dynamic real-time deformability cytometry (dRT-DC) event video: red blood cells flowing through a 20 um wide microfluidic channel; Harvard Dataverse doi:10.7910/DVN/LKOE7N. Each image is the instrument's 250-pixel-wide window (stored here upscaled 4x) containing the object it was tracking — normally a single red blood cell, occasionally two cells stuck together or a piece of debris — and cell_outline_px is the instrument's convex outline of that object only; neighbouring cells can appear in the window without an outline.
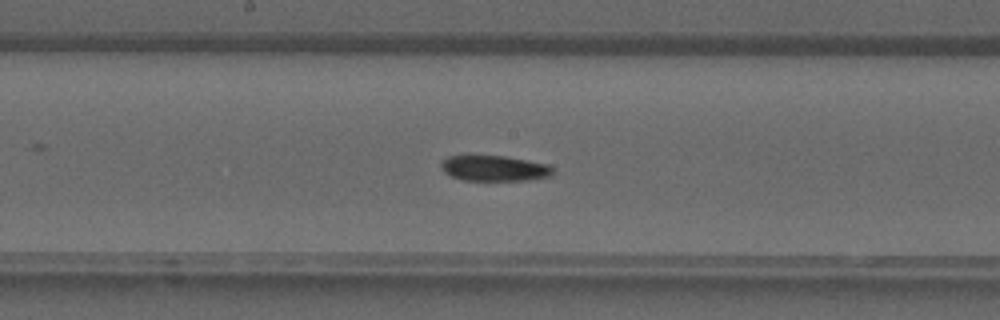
{"species": "common noctule bat (a hibernating species)", "species_latin": "Nyctalus noctula", "temperature_condition": "warm", "stored_images_in_passage": 37, "camera_frame_rate_fps": 3000, "um_per_image_px": 0.085, "animal": {"sex": "male", "forearm_length_mm": 52.5}, "frame": {"image": 1, "passage_image": 21, "time_ms": 6.667, "image_size_px": [1000, 320], "cell_outline_px": [[552, 176], [532, 180], [464, 180], [452, 176], [444, 172], [440, 164], [448, 156], [504, 156], [548, 164], [552, 168]], "centroid_in_image_um": [42.04, 14.31], "position_along_channel_um": 206.2, "area_um2": 16.47}}
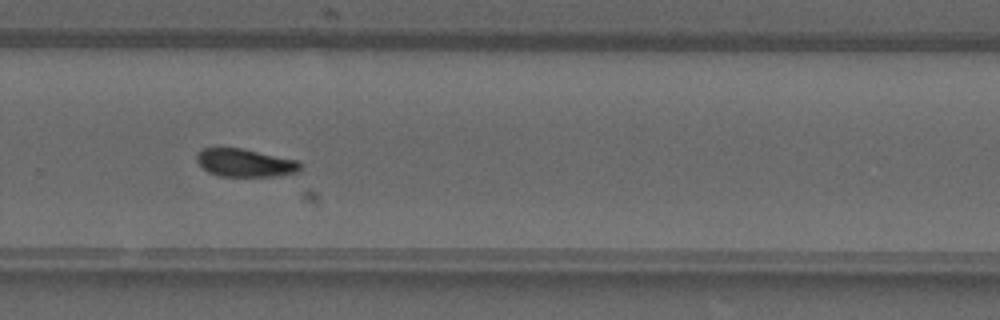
{"frame": {"image": 2, "passage_image": 27, "time_ms": 8.667, "image_size_px": [1000, 320], "cell_outline_px": [[300, 172], [280, 176], [220, 176], [208, 172], [196, 160], [196, 156], [204, 148], [240, 148], [300, 160]], "centroid_in_image_um": [20.89, 13.85], "position_along_channel_um": 308.9, "area_um2": 16.88}}
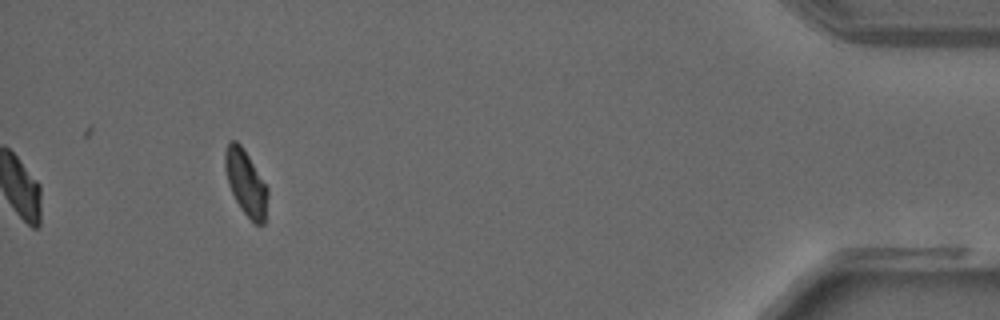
{"frame": {"image": 3, "passage_image": 37, "time_ms": 12.0, "image_size_px": [1000, 320], "cell_outline_px": [[268, 196], [264, 224], [256, 224], [240, 208], [228, 184], [224, 164], [224, 152], [228, 140], [236, 140], [244, 148], [268, 188]], "centroid_in_image_um": [20.88, 15.49], "position_along_channel_um": 414.3, "area_um2": 16.24}}